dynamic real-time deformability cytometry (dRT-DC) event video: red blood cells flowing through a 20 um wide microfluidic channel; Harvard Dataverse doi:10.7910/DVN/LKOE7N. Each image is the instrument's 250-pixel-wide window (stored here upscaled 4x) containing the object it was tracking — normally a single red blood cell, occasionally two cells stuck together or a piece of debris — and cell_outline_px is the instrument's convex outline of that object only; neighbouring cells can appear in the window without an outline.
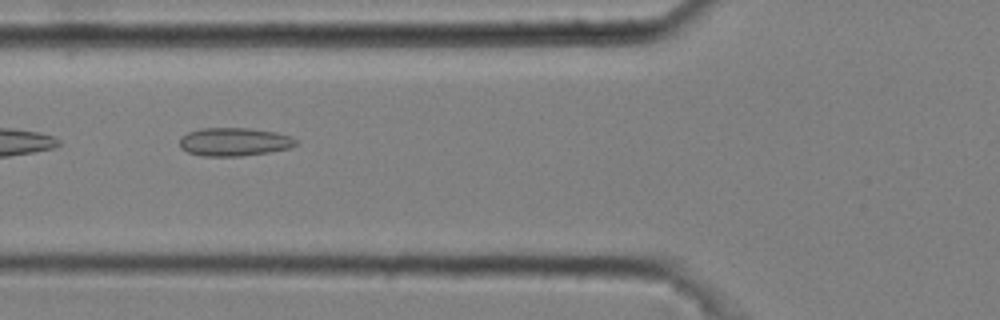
{"species": "common noctule bat (a hibernating species)", "species_latin": "Nyctalus noctula", "temperature_condition": "cold", "stored_images_in_passage": 6, "camera_frame_rate_fps": 3000, "um_per_image_px": 0.085, "animal": {"sex": "male", "body_mass_g": 20.4}, "frame": {"image": 1, "passage_image": 2, "time_ms": 0.333, "image_size_px": [1000, 320], "cell_outline_px": [[300, 144], [292, 148], [268, 152], [240, 156], [204, 156], [188, 152], [180, 148], [180, 136], [188, 132], [200, 128], [252, 128], [276, 132], [292, 136], [300, 140]], "centroid_in_image_um": [19.97, 12.05], "position_along_channel_um": 105.8, "area_um2": 19.54}}
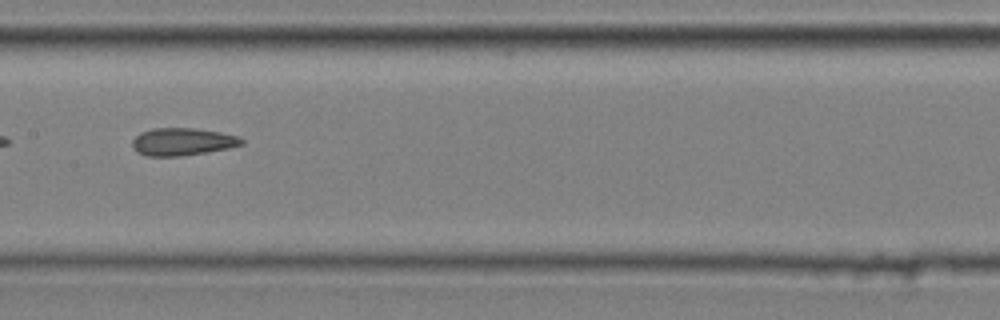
{"frame": {"image": 2, "passage_image": 4, "time_ms": 1.0, "image_size_px": [1000, 320], "cell_outline_px": [[244, 144], [228, 148], [208, 152], [180, 156], [144, 156], [136, 152], [132, 148], [132, 140], [140, 132], [152, 128], [196, 128], [220, 132], [236, 136], [244, 140]], "centroid_in_image_um": [15.46, 12.05], "position_along_channel_um": 191.9, "area_um2": 17.69}}
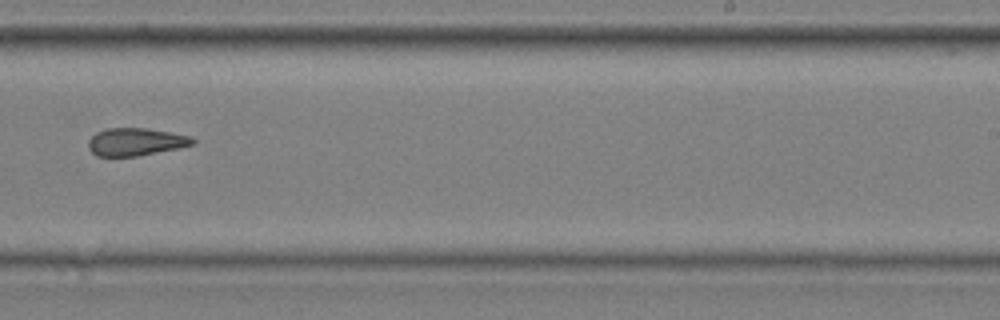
{"frame": {"image": 3, "passage_image": 6, "time_ms": 1.667, "image_size_px": [1000, 320], "cell_outline_px": [[196, 144], [180, 148], [136, 156], [96, 156], [88, 148], [88, 140], [96, 132], [104, 128], [148, 128], [192, 136], [196, 140]], "centroid_in_image_um": [11.56, 12.05], "position_along_channel_um": 277.4, "area_um2": 17.05}}